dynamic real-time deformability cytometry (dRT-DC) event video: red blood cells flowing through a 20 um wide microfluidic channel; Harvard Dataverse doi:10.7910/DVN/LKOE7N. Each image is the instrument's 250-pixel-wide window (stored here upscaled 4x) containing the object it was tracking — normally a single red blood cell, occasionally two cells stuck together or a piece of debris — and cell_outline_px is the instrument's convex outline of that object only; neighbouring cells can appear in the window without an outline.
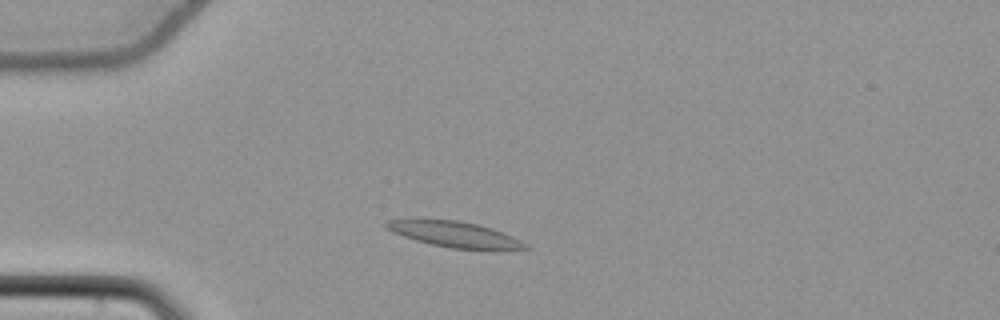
{"species": "common noctule bat (a hibernating species)", "species_latin": "Nyctalus noctula", "temperature_condition": "cold", "stored_images_in_passage": 48, "camera_frame_rate_fps": 3000, "um_per_image_px": 0.085, "animal": {"sex": "female", "body_mass_g": 22.7, "forearm_length_mm": 54.2}, "frame": {"image": 1, "passage_image": 8, "time_ms": 2.333, "image_size_px": [1000, 320], "cell_outline_px": [[532, 248], [452, 248], [432, 244], [416, 240], [392, 232], [384, 224], [388, 220], [460, 220], [480, 224], [492, 228], [512, 236], [528, 244]], "centroid_in_image_um": [38.65, 19.9], "position_along_channel_um": 46.3, "area_um2": 20.06}}
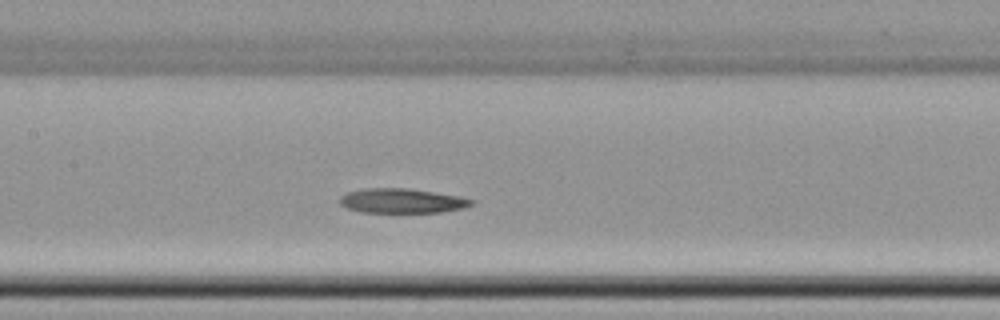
{"frame": {"image": 2, "passage_image": 20, "time_ms": 6.333, "image_size_px": [1000, 320], "cell_outline_px": [[476, 200], [472, 204], [460, 208], [440, 212], [360, 212], [348, 208], [340, 204], [340, 196], [348, 192], [364, 188], [408, 188], [460, 196]], "centroid_in_image_um": [34.15, 17.06], "position_along_channel_um": 173.3, "area_um2": 18.73}}
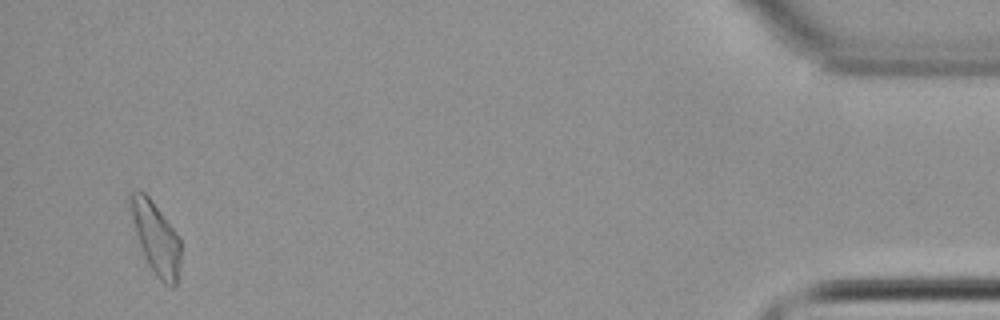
{"frame": {"image": 3, "passage_image": 46, "time_ms": 15.0, "image_size_px": [1000, 320], "cell_outline_px": [[180, 264], [176, 288], [168, 288], [156, 276], [148, 264], [144, 256], [136, 232], [132, 216], [128, 196], [128, 192], [144, 192], [148, 196], [172, 228], [180, 240]], "centroid_in_image_um": [13.27, 20.31], "position_along_channel_um": 421.9, "area_um2": 20.63}}